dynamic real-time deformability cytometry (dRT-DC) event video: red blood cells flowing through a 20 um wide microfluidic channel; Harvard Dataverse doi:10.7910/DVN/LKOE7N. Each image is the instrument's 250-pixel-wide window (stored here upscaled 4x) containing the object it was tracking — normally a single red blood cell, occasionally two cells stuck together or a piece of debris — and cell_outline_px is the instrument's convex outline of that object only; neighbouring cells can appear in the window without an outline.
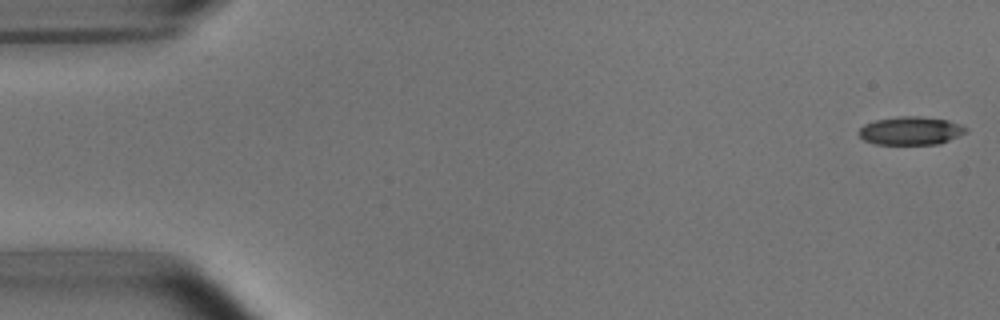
{"species": "common noctule bat (a hibernating species)", "species_latin": "Nyctalus noctula", "temperature_condition": "room temperature", "stored_images_in_passage": 52, "camera_frame_rate_fps": 3000, "um_per_image_px": 0.085, "animal": {"sex": "male", "body_mass_g": 15.6}, "frame": {"image": 1, "passage_image": 1, "time_ms": 0.0, "image_size_px": [1000, 320], "cell_outline_px": [[968, 132], [940, 144], [876, 144], [864, 140], [856, 132], [864, 124], [876, 120], [896, 116], [920, 116], [948, 120], [960, 124], [968, 128]], "centroid_in_image_um": [77.42, 11.11], "position_along_channel_um": 7.6, "area_um2": 17.8}}
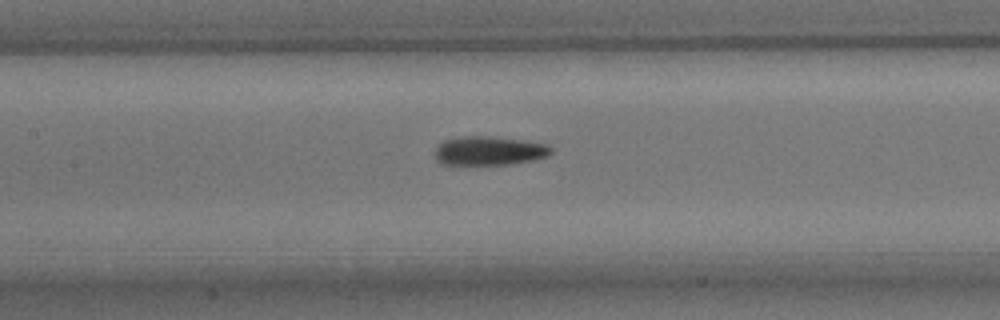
{"frame": {"image": 2, "passage_image": 24, "time_ms": 7.667, "image_size_px": [1000, 320], "cell_outline_px": [[552, 152], [548, 156], [532, 160], [508, 164], [440, 164], [436, 160], [432, 152], [444, 140], [464, 136], [488, 136], [528, 140], [548, 144], [552, 148]], "centroid_in_image_um": [41.58, 12.81], "position_along_channel_um": 165.8, "area_um2": 19.77}}
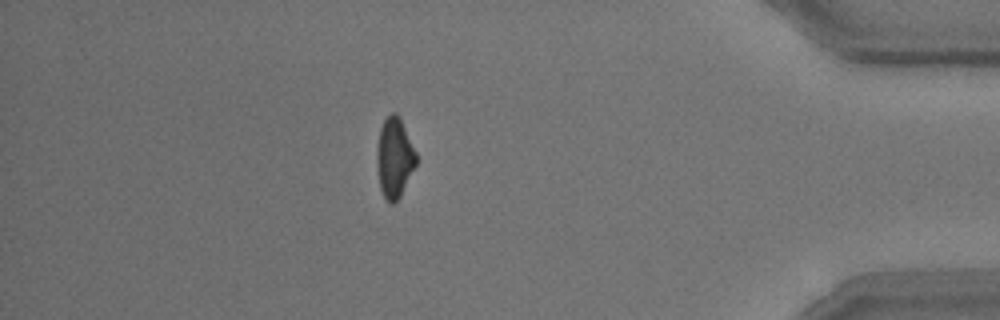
{"frame": {"image": 3, "passage_image": 46, "time_ms": 15.0, "image_size_px": [1000, 320], "cell_outline_px": [[416, 164], [400, 196], [392, 204], [388, 204], [380, 188], [376, 160], [376, 148], [380, 128], [384, 120], [392, 112], [396, 112], [400, 116], [416, 152]], "centroid_in_image_um": [33.51, 13.38], "position_along_channel_um": 401.7, "area_um2": 18.32}, "authors_computed_cell_mechanics": {"area_um2": 19.0451, "velocity_mm_per_s": 3.7898, "shape_relaxation_time_tau1_ms": 4.0661, "shape_relaxation_time_tau2_ms": 7.3869, "deformation_change_tau1": 0.1558, "deformation_change_tau2": 0.1853}}